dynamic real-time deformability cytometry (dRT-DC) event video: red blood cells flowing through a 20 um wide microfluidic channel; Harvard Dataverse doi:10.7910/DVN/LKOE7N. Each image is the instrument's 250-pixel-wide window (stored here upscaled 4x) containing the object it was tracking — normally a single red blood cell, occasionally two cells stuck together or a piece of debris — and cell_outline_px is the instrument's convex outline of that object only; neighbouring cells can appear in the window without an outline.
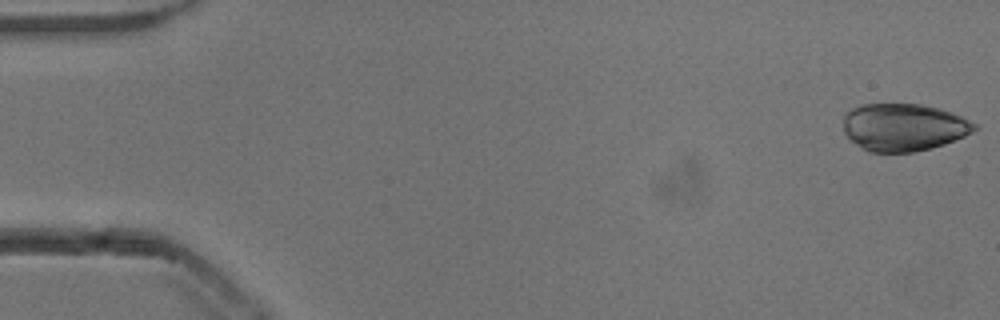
{"species": "common noctule bat (a hibernating species)", "species_latin": "Nyctalus noctula", "temperature_condition": "cold", "stored_images_in_passage": 14, "camera_frame_rate_fps": 3000, "um_per_image_px": 0.085, "animal": {"sex": "male", "body_mass_g": 13.3}, "frame": {"image": 1, "passage_image": 1, "time_ms": 0.0, "image_size_px": [1000, 320], "cell_outline_px": [[976, 128], [972, 132], [964, 136], [944, 144], [932, 148], [912, 152], [868, 152], [852, 140], [844, 132], [844, 112], [852, 108], [864, 104], [920, 104], [952, 112], [976, 124]], "centroid_in_image_um": [76.79, 10.81], "position_along_channel_um": 8.2, "area_um2": 36.07}}